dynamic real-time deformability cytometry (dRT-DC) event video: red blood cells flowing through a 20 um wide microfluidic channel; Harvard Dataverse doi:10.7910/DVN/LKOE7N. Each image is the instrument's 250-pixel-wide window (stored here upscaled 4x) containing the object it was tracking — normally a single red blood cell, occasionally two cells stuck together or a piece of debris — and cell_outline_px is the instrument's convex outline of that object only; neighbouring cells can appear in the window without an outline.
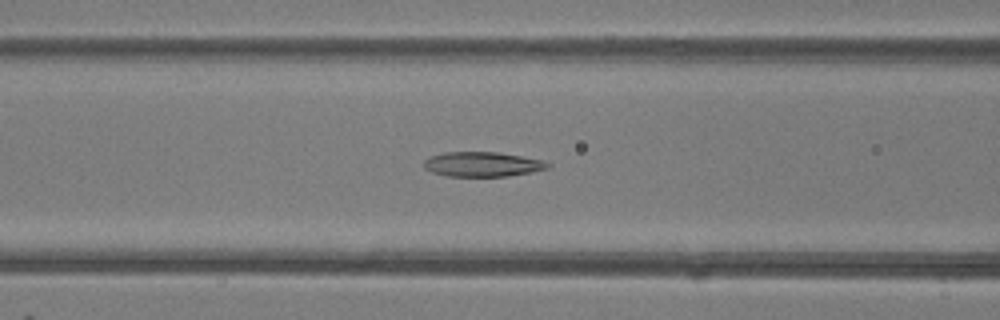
{"species": "common noctule bat (a hibernating species)", "species_latin": "Nyctalus noctula", "temperature_condition": "room temperature", "stored_images_in_passage": 50, "segment_of_instrument_passage": [1, 2], "camera_frame_rate_fps": 3000, "um_per_image_px": 0.085, "animal": {"sex": "female"}, "frame": {"image": 1, "passage_image": 20, "time_ms": 6.333, "image_size_px": [1000, 320], "cell_outline_px": [[552, 164], [548, 168], [508, 176], [448, 176], [432, 172], [424, 168], [424, 160], [428, 156], [444, 152], [496, 152], [544, 160]], "centroid_in_image_um": [40.97, 13.95], "position_along_channel_um": 125.6, "area_um2": 17.8}}
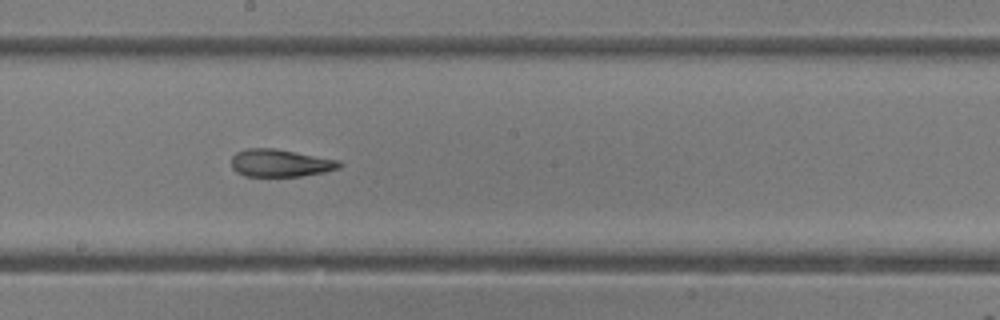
{"frame": {"image": 2, "passage_image": 27, "time_ms": 8.667, "image_size_px": [1000, 320], "cell_outline_px": [[344, 164], [340, 168], [324, 172], [300, 176], [244, 176], [236, 172], [232, 168], [232, 156], [236, 152], [248, 148], [272, 148], [340, 160]], "centroid_in_image_um": [23.83, 13.86], "position_along_channel_um": 224.4, "area_um2": 17.34}}
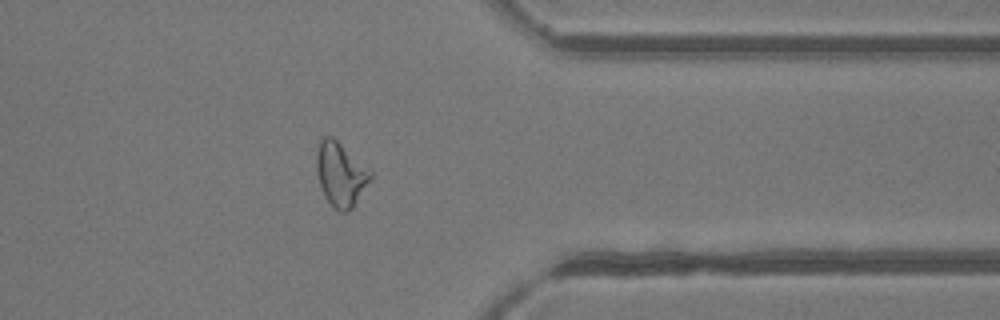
{"frame": {"image": 3, "passage_image": 39, "time_ms": 12.667, "image_size_px": [1000, 320], "cell_outline_px": [[372, 176], [352, 208], [344, 212], [340, 212], [324, 196], [316, 172], [316, 156], [320, 136], [332, 136], [372, 172]], "centroid_in_image_um": [28.91, 14.78], "position_along_channel_um": 382.5, "area_um2": 19.71}}